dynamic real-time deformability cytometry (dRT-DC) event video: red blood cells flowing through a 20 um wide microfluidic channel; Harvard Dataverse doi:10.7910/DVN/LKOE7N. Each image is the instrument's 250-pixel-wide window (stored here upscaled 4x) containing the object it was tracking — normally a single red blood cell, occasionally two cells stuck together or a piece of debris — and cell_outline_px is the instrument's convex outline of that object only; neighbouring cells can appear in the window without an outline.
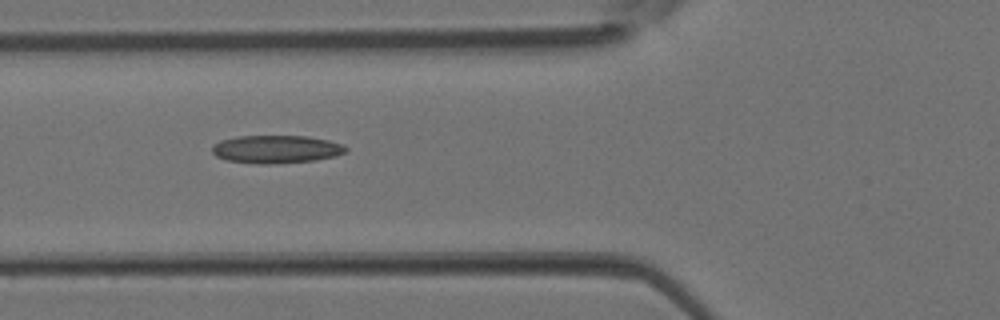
{"species": "Egyptian fruit bat (a non-hibernating species)", "species_latin": "Rousettus aegyptiacus", "temperature_condition": "room temperature", "stored_images_in_passage": 4, "camera_frame_rate_fps": 3000, "um_per_image_px": 0.085, "animal": {"sex": "female"}, "frame": {"image": 1, "passage_image": 3, "time_ms": 0.667, "image_size_px": [1000, 320], "cell_outline_px": [[348, 148], [344, 152], [336, 156], [316, 160], [268, 164], [260, 164], [228, 160], [216, 156], [212, 152], [212, 148], [220, 140], [236, 136], [308, 136], [328, 140], [344, 144]], "centroid_in_image_um": [23.5, 12.68], "position_along_channel_um": 102.3, "area_um2": 21.73}}
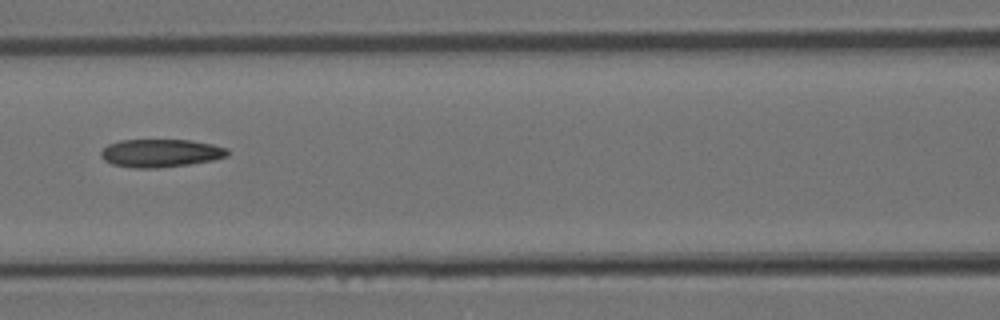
{"frame": {"image": 2, "passage_image": 4, "time_ms": 1.0, "image_size_px": [1000, 320], "cell_outline_px": [[228, 156], [212, 160], [188, 164], [156, 168], [132, 168], [112, 164], [104, 160], [100, 156], [100, 152], [108, 144], [120, 140], [192, 140], [212, 144], [228, 148]], "centroid_in_image_um": [13.64, 13.01], "position_along_channel_um": 153.0, "area_um2": 20.69}}